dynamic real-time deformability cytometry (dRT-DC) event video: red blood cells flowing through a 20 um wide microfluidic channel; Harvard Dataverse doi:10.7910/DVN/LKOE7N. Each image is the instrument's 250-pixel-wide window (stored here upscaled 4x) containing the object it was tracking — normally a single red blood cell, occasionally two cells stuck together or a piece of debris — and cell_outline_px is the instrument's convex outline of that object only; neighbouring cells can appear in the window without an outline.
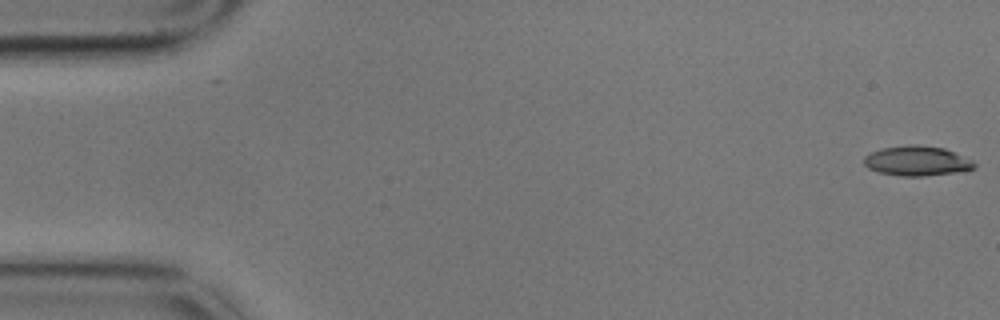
{"species": "common noctule bat (a hibernating species)", "species_latin": "Nyctalus noctula", "temperature_condition": "cold", "stored_images_in_passage": 4, "camera_frame_rate_fps": 3000, "um_per_image_px": 0.085, "animal": {"sex": "male", "body_mass_g": 17.9}, "frame": {"image": 1, "passage_image": 1, "time_ms": 0.0, "image_size_px": [1000, 320], "cell_outline_px": [[976, 168], [952, 172], [924, 176], [904, 176], [880, 172], [868, 168], [864, 164], [864, 156], [872, 152], [884, 148], [912, 144], [916, 144], [944, 148], [972, 160], [976, 164]], "centroid_in_image_um": [77.94, 13.67], "position_along_channel_um": 7.1, "area_um2": 18.84}}